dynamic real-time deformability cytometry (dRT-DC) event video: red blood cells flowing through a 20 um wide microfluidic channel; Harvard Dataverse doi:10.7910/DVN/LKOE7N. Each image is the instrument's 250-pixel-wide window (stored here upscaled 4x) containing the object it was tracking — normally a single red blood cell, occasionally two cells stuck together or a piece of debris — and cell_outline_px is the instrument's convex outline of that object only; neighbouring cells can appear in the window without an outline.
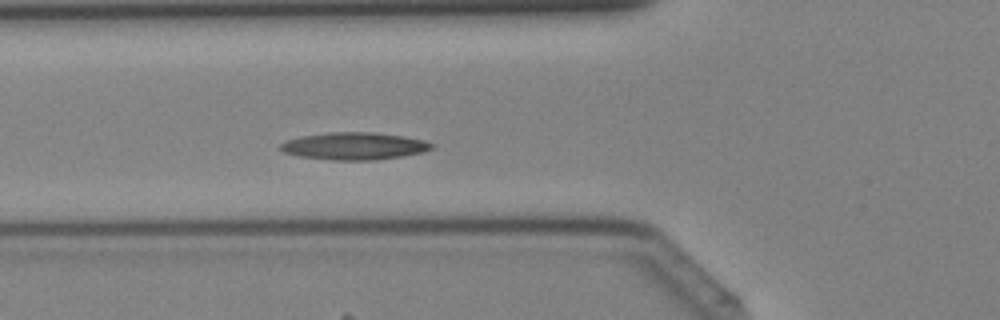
{"species": "Egyptian fruit bat (a non-hibernating species)", "species_latin": "Rousettus aegyptiacus", "temperature_condition": "cold", "stored_images_in_passage": 41, "camera_frame_rate_fps": 3000, "um_per_image_px": 0.085, "animal": {"sex": "female"}, "frame": {"image": 1, "passage_image": 15, "time_ms": 4.667, "image_size_px": [1000, 320], "cell_outline_px": [[436, 144], [432, 148], [420, 152], [400, 156], [376, 160], [332, 160], [300, 156], [284, 152], [280, 148], [280, 144], [284, 140], [300, 136], [328, 132], [376, 132], [404, 136], [424, 140]], "centroid_in_image_um": [30.09, 12.4], "position_along_channel_um": 95.7, "area_um2": 24.1}}
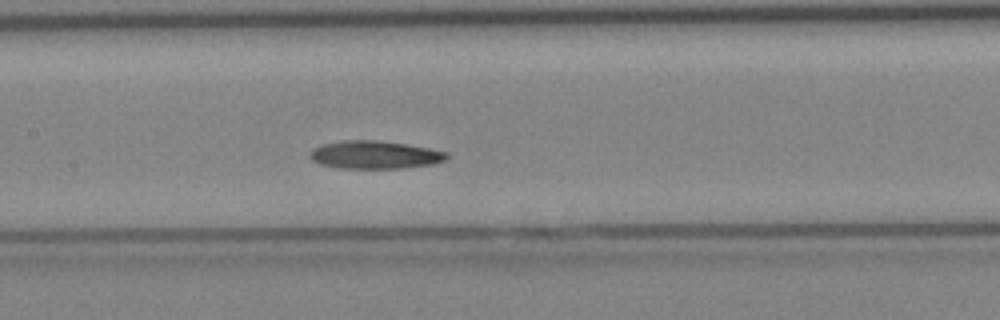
{"frame": {"image": 2, "passage_image": 20, "time_ms": 6.333, "image_size_px": [1000, 320], "cell_outline_px": [[448, 156], [444, 160], [432, 164], [404, 168], [336, 168], [320, 164], [312, 160], [308, 156], [312, 148], [324, 144], [344, 140], [376, 140], [404, 144], [428, 148], [448, 152]], "centroid_in_image_um": [31.82, 13.16], "position_along_channel_um": 175.6, "area_um2": 22.2}}
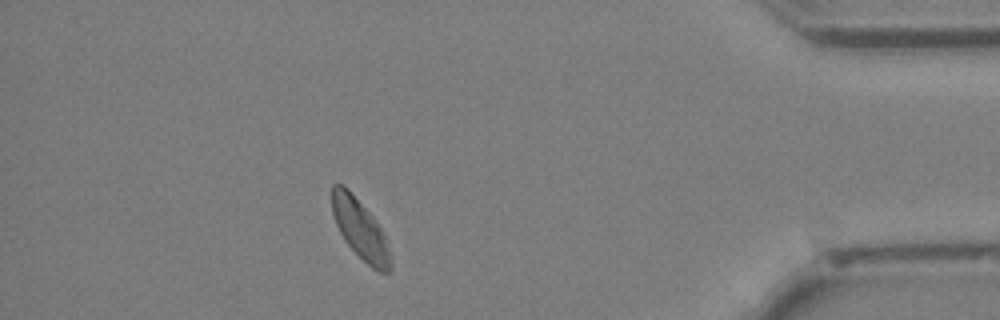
{"frame": {"image": 3, "passage_image": 37, "time_ms": 12.0, "image_size_px": [1000, 320], "cell_outline_px": [[392, 272], [380, 272], [372, 268], [344, 240], [336, 224], [332, 212], [332, 184], [344, 184], [348, 188], [372, 216], [384, 232], [392, 264]], "centroid_in_image_um": [30.62, 19.48], "position_along_channel_um": 404.6, "area_um2": 20.17}}